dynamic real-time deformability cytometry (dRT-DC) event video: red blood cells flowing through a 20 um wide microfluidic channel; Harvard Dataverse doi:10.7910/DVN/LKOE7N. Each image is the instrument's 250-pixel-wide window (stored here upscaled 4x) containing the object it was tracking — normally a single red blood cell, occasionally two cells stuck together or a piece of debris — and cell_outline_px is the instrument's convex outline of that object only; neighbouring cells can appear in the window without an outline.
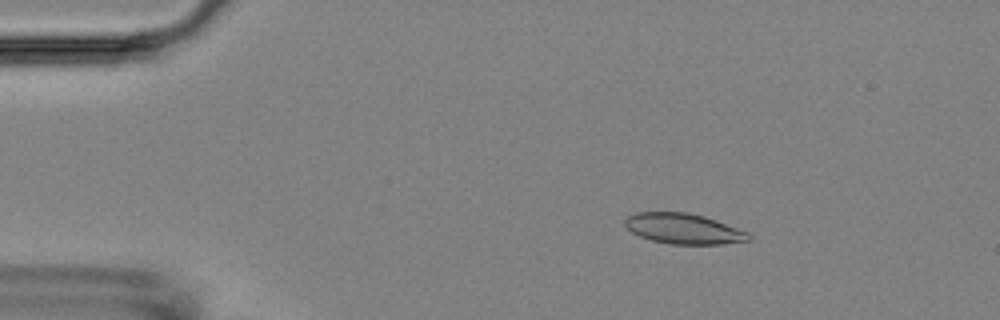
{"species": "Egyptian fruit bat (a non-hibernating species)", "species_latin": "Rousettus aegyptiacus", "temperature_condition": "room temperature", "stored_images_in_passage": 5, "camera_frame_rate_fps": 3000, "um_per_image_px": 0.085, "animal": {"sex": "female"}, "frame": {"image": 1, "passage_image": 3, "time_ms": 2.333, "image_size_px": [1000, 320], "cell_outline_px": [[752, 240], [720, 244], [668, 244], [652, 240], [640, 236], [632, 232], [624, 224], [624, 220], [628, 216], [636, 212], [688, 212], [704, 216], [716, 220], [748, 232], [752, 236]], "centroid_in_image_um": [58.11, 19.44], "position_along_channel_um": 26.9, "area_um2": 21.96}}
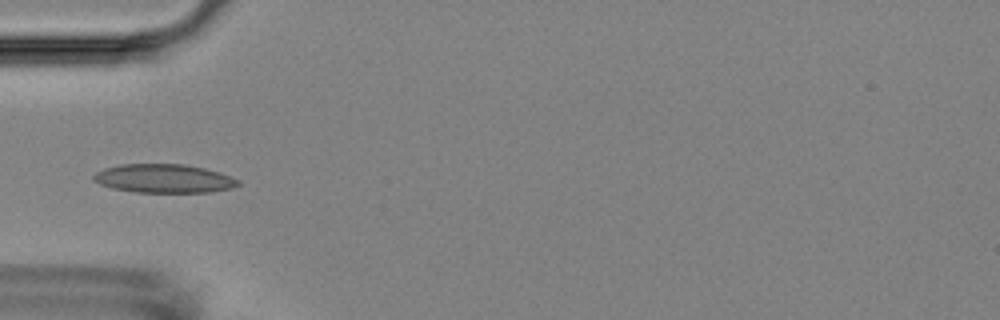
{"frame": {"image": 2, "passage_image": 5, "time_ms": 5.333, "image_size_px": [1000, 320], "cell_outline_px": [[240, 184], [232, 188], [208, 192], [136, 192], [112, 188], [100, 184], [92, 180], [92, 176], [96, 172], [104, 168], [120, 164], [184, 164], [204, 168], [220, 172], [240, 180]], "centroid_in_image_um": [13.92, 15.17], "position_along_channel_um": 71.1, "area_um2": 24.22}}